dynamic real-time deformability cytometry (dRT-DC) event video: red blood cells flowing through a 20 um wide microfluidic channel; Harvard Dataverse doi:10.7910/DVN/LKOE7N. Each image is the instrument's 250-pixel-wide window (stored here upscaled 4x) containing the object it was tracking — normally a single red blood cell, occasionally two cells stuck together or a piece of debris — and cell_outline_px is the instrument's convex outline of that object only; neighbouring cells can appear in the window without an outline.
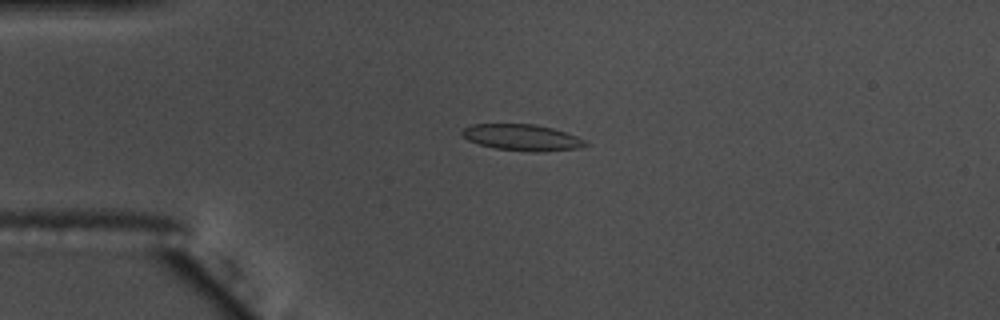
{"species": "common noctule bat (a hibernating species)", "species_latin": "Nyctalus noctula", "temperature_condition": "warm", "stored_images_in_passage": 56, "camera_frame_rate_fps": 3000, "um_per_image_px": 0.085, "animal": {"sex": "male", "body_mass_g": 17.5, "forearm_length_mm": 52.3}, "frame": {"image": 1, "passage_image": 14, "time_ms": 4.333, "image_size_px": [1000, 320], "cell_outline_px": [[588, 144], [580, 148], [544, 152], [536, 152], [496, 148], [480, 144], [468, 140], [460, 132], [464, 128], [472, 124], [536, 124], [552, 128], [588, 140]], "centroid_in_image_um": [44.42, 11.68], "position_along_channel_um": 40.6, "area_um2": 18.84}}
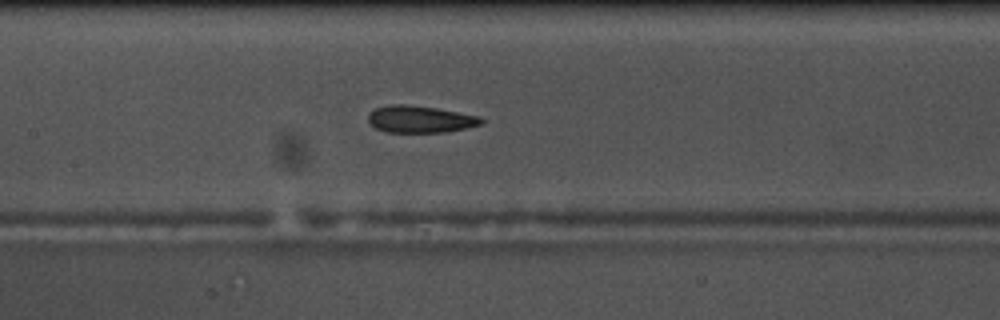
{"frame": {"image": 2, "passage_image": 27, "time_ms": 8.667, "image_size_px": [1000, 320], "cell_outline_px": [[484, 120], [480, 124], [468, 128], [444, 132], [384, 132], [368, 124], [368, 112], [376, 108], [392, 104], [404, 104], [436, 108], [480, 116]], "centroid_in_image_um": [35.67, 10.14], "position_along_channel_um": 171.7, "area_um2": 17.86}}
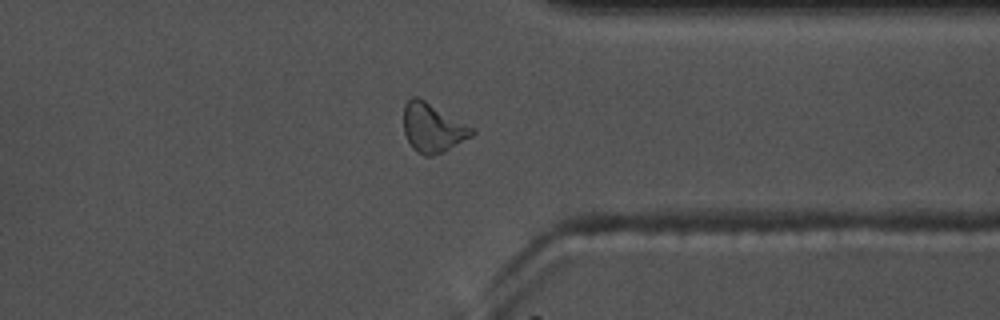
{"frame": {"image": 3, "passage_image": 44, "time_ms": 14.333, "image_size_px": [1000, 320], "cell_outline_px": [[476, 132], [472, 136], [444, 152], [432, 156], [424, 156], [416, 152], [412, 148], [404, 132], [404, 104], [412, 96], [420, 96], [476, 128]], "centroid_in_image_um": [36.81, 10.84], "position_along_channel_um": 374.6, "area_um2": 20.06}, "authors_computed_cell_mechanics": {"area_um2": 18.4093, "velocity_mm_per_s": 3.648, "shape_relaxation_time_tau1_ms": null, "shape_relaxation_time_tau2_ms": 2.7893, "deformation_change_tau1": null, "deformation_change_tau2": 0.1082}}